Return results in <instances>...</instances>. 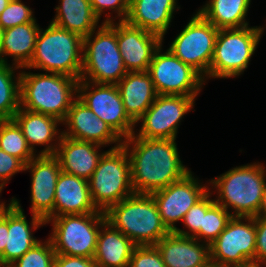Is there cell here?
<instances>
[{"instance_id": "1", "label": "cell", "mask_w": 266, "mask_h": 267, "mask_svg": "<svg viewBox=\"0 0 266 267\" xmlns=\"http://www.w3.org/2000/svg\"><path fill=\"white\" fill-rule=\"evenodd\" d=\"M122 145L129 155L135 193L152 194L191 171L181 161L176 139H144L133 133Z\"/></svg>"}, {"instance_id": "2", "label": "cell", "mask_w": 266, "mask_h": 267, "mask_svg": "<svg viewBox=\"0 0 266 267\" xmlns=\"http://www.w3.org/2000/svg\"><path fill=\"white\" fill-rule=\"evenodd\" d=\"M208 182L209 188L216 189L215 202L233 217L257 216L266 185V176L260 162L232 167Z\"/></svg>"}, {"instance_id": "3", "label": "cell", "mask_w": 266, "mask_h": 267, "mask_svg": "<svg viewBox=\"0 0 266 267\" xmlns=\"http://www.w3.org/2000/svg\"><path fill=\"white\" fill-rule=\"evenodd\" d=\"M25 70L20 69V107L62 122L77 98L79 80L63 74Z\"/></svg>"}, {"instance_id": "4", "label": "cell", "mask_w": 266, "mask_h": 267, "mask_svg": "<svg viewBox=\"0 0 266 267\" xmlns=\"http://www.w3.org/2000/svg\"><path fill=\"white\" fill-rule=\"evenodd\" d=\"M104 213L106 222L137 246L156 245L170 232L161 220L152 194L134 193Z\"/></svg>"}, {"instance_id": "5", "label": "cell", "mask_w": 266, "mask_h": 267, "mask_svg": "<svg viewBox=\"0 0 266 267\" xmlns=\"http://www.w3.org/2000/svg\"><path fill=\"white\" fill-rule=\"evenodd\" d=\"M83 67V38L49 23L40 28L34 54L25 69L63 74L80 80Z\"/></svg>"}, {"instance_id": "6", "label": "cell", "mask_w": 266, "mask_h": 267, "mask_svg": "<svg viewBox=\"0 0 266 267\" xmlns=\"http://www.w3.org/2000/svg\"><path fill=\"white\" fill-rule=\"evenodd\" d=\"M117 42V21L101 23L83 38V67L80 80L117 84L125 75Z\"/></svg>"}, {"instance_id": "7", "label": "cell", "mask_w": 266, "mask_h": 267, "mask_svg": "<svg viewBox=\"0 0 266 267\" xmlns=\"http://www.w3.org/2000/svg\"><path fill=\"white\" fill-rule=\"evenodd\" d=\"M264 26L219 29L209 69V79L241 76L257 50Z\"/></svg>"}, {"instance_id": "8", "label": "cell", "mask_w": 266, "mask_h": 267, "mask_svg": "<svg viewBox=\"0 0 266 267\" xmlns=\"http://www.w3.org/2000/svg\"><path fill=\"white\" fill-rule=\"evenodd\" d=\"M88 183L93 204L103 212L135 193L129 155L123 145L106 150Z\"/></svg>"}, {"instance_id": "9", "label": "cell", "mask_w": 266, "mask_h": 267, "mask_svg": "<svg viewBox=\"0 0 266 267\" xmlns=\"http://www.w3.org/2000/svg\"><path fill=\"white\" fill-rule=\"evenodd\" d=\"M105 222L104 212L60 215L46 221L52 224L48 238L56 254L93 258Z\"/></svg>"}, {"instance_id": "10", "label": "cell", "mask_w": 266, "mask_h": 267, "mask_svg": "<svg viewBox=\"0 0 266 267\" xmlns=\"http://www.w3.org/2000/svg\"><path fill=\"white\" fill-rule=\"evenodd\" d=\"M255 217H232L209 245L210 262L216 267L255 265Z\"/></svg>"}, {"instance_id": "11", "label": "cell", "mask_w": 266, "mask_h": 267, "mask_svg": "<svg viewBox=\"0 0 266 267\" xmlns=\"http://www.w3.org/2000/svg\"><path fill=\"white\" fill-rule=\"evenodd\" d=\"M219 29L208 22L197 10L181 32L176 34L168 49L183 63L192 66L205 79H209Z\"/></svg>"}, {"instance_id": "12", "label": "cell", "mask_w": 266, "mask_h": 267, "mask_svg": "<svg viewBox=\"0 0 266 267\" xmlns=\"http://www.w3.org/2000/svg\"><path fill=\"white\" fill-rule=\"evenodd\" d=\"M162 45L155 51L148 69L157 94L197 97L207 83L204 77L168 48L163 51Z\"/></svg>"}, {"instance_id": "13", "label": "cell", "mask_w": 266, "mask_h": 267, "mask_svg": "<svg viewBox=\"0 0 266 267\" xmlns=\"http://www.w3.org/2000/svg\"><path fill=\"white\" fill-rule=\"evenodd\" d=\"M195 100L196 97L182 95H157L153 104L135 123L136 127L137 124L141 125L134 134L144 139H176L181 121L194 109Z\"/></svg>"}, {"instance_id": "14", "label": "cell", "mask_w": 266, "mask_h": 267, "mask_svg": "<svg viewBox=\"0 0 266 267\" xmlns=\"http://www.w3.org/2000/svg\"><path fill=\"white\" fill-rule=\"evenodd\" d=\"M77 98L122 139L135 132L136 124L126 114L116 84L78 81Z\"/></svg>"}, {"instance_id": "15", "label": "cell", "mask_w": 266, "mask_h": 267, "mask_svg": "<svg viewBox=\"0 0 266 267\" xmlns=\"http://www.w3.org/2000/svg\"><path fill=\"white\" fill-rule=\"evenodd\" d=\"M190 171L182 179L152 193L163 224L173 232L177 222L182 221L187 211L208 191L209 182L205 184L195 178Z\"/></svg>"}, {"instance_id": "16", "label": "cell", "mask_w": 266, "mask_h": 267, "mask_svg": "<svg viewBox=\"0 0 266 267\" xmlns=\"http://www.w3.org/2000/svg\"><path fill=\"white\" fill-rule=\"evenodd\" d=\"M31 174V214L45 220L53 218L55 187L61 166L55 155H36L24 168Z\"/></svg>"}, {"instance_id": "17", "label": "cell", "mask_w": 266, "mask_h": 267, "mask_svg": "<svg viewBox=\"0 0 266 267\" xmlns=\"http://www.w3.org/2000/svg\"><path fill=\"white\" fill-rule=\"evenodd\" d=\"M62 125L66 128L62 129V135L67 138L93 142L103 147L114 144L110 149L121 146L123 142L107 123L78 98L72 102Z\"/></svg>"}, {"instance_id": "18", "label": "cell", "mask_w": 266, "mask_h": 267, "mask_svg": "<svg viewBox=\"0 0 266 267\" xmlns=\"http://www.w3.org/2000/svg\"><path fill=\"white\" fill-rule=\"evenodd\" d=\"M117 42L127 72L148 71L155 51L163 44V39L151 32L117 22Z\"/></svg>"}, {"instance_id": "19", "label": "cell", "mask_w": 266, "mask_h": 267, "mask_svg": "<svg viewBox=\"0 0 266 267\" xmlns=\"http://www.w3.org/2000/svg\"><path fill=\"white\" fill-rule=\"evenodd\" d=\"M29 222L21 207L19 199L12 197V204L8 208V235L4 252L0 255V264H12L40 239L34 237V231L46 225L43 218L31 214Z\"/></svg>"}, {"instance_id": "20", "label": "cell", "mask_w": 266, "mask_h": 267, "mask_svg": "<svg viewBox=\"0 0 266 267\" xmlns=\"http://www.w3.org/2000/svg\"><path fill=\"white\" fill-rule=\"evenodd\" d=\"M21 127L32 151L37 155H55L62 137V122L50 115L29 111L20 107L13 118ZM36 146H44L37 152Z\"/></svg>"}, {"instance_id": "21", "label": "cell", "mask_w": 266, "mask_h": 267, "mask_svg": "<svg viewBox=\"0 0 266 267\" xmlns=\"http://www.w3.org/2000/svg\"><path fill=\"white\" fill-rule=\"evenodd\" d=\"M165 267H203L210 263L209 244L169 232L154 245Z\"/></svg>"}, {"instance_id": "22", "label": "cell", "mask_w": 266, "mask_h": 267, "mask_svg": "<svg viewBox=\"0 0 266 267\" xmlns=\"http://www.w3.org/2000/svg\"><path fill=\"white\" fill-rule=\"evenodd\" d=\"M93 142L61 137L55 156L61 171L89 180L106 151Z\"/></svg>"}, {"instance_id": "23", "label": "cell", "mask_w": 266, "mask_h": 267, "mask_svg": "<svg viewBox=\"0 0 266 267\" xmlns=\"http://www.w3.org/2000/svg\"><path fill=\"white\" fill-rule=\"evenodd\" d=\"M103 212L93 204L88 180L61 171L55 187L53 217Z\"/></svg>"}, {"instance_id": "24", "label": "cell", "mask_w": 266, "mask_h": 267, "mask_svg": "<svg viewBox=\"0 0 266 267\" xmlns=\"http://www.w3.org/2000/svg\"><path fill=\"white\" fill-rule=\"evenodd\" d=\"M179 9L177 0H130L125 21L164 40L167 30L171 27L173 15Z\"/></svg>"}, {"instance_id": "25", "label": "cell", "mask_w": 266, "mask_h": 267, "mask_svg": "<svg viewBox=\"0 0 266 267\" xmlns=\"http://www.w3.org/2000/svg\"><path fill=\"white\" fill-rule=\"evenodd\" d=\"M116 85L126 114L137 123L158 95L150 74L148 71L127 72Z\"/></svg>"}, {"instance_id": "26", "label": "cell", "mask_w": 266, "mask_h": 267, "mask_svg": "<svg viewBox=\"0 0 266 267\" xmlns=\"http://www.w3.org/2000/svg\"><path fill=\"white\" fill-rule=\"evenodd\" d=\"M40 26L35 19L33 22L20 24L4 29L0 62L9 64L8 57H12V65L25 68L30 62Z\"/></svg>"}, {"instance_id": "27", "label": "cell", "mask_w": 266, "mask_h": 267, "mask_svg": "<svg viewBox=\"0 0 266 267\" xmlns=\"http://www.w3.org/2000/svg\"><path fill=\"white\" fill-rule=\"evenodd\" d=\"M137 245L105 222L98 235L94 261L97 267H128Z\"/></svg>"}, {"instance_id": "28", "label": "cell", "mask_w": 266, "mask_h": 267, "mask_svg": "<svg viewBox=\"0 0 266 267\" xmlns=\"http://www.w3.org/2000/svg\"><path fill=\"white\" fill-rule=\"evenodd\" d=\"M55 11V17L50 22L82 38L100 26V19L94 13L90 0H59Z\"/></svg>"}, {"instance_id": "29", "label": "cell", "mask_w": 266, "mask_h": 267, "mask_svg": "<svg viewBox=\"0 0 266 267\" xmlns=\"http://www.w3.org/2000/svg\"><path fill=\"white\" fill-rule=\"evenodd\" d=\"M252 0H209L198 12L217 29L249 26L247 15Z\"/></svg>"}, {"instance_id": "30", "label": "cell", "mask_w": 266, "mask_h": 267, "mask_svg": "<svg viewBox=\"0 0 266 267\" xmlns=\"http://www.w3.org/2000/svg\"><path fill=\"white\" fill-rule=\"evenodd\" d=\"M0 62V120L13 119L20 109V70ZM18 73H16L17 71Z\"/></svg>"}, {"instance_id": "31", "label": "cell", "mask_w": 266, "mask_h": 267, "mask_svg": "<svg viewBox=\"0 0 266 267\" xmlns=\"http://www.w3.org/2000/svg\"><path fill=\"white\" fill-rule=\"evenodd\" d=\"M0 149L20 159L25 165L35 154L14 119L0 120Z\"/></svg>"}, {"instance_id": "32", "label": "cell", "mask_w": 266, "mask_h": 267, "mask_svg": "<svg viewBox=\"0 0 266 267\" xmlns=\"http://www.w3.org/2000/svg\"><path fill=\"white\" fill-rule=\"evenodd\" d=\"M232 217L223 206L215 202L203 214L201 229L194 238L210 245L226 228Z\"/></svg>"}, {"instance_id": "33", "label": "cell", "mask_w": 266, "mask_h": 267, "mask_svg": "<svg viewBox=\"0 0 266 267\" xmlns=\"http://www.w3.org/2000/svg\"><path fill=\"white\" fill-rule=\"evenodd\" d=\"M212 192V193H211ZM213 191H209L197 201L186 213L182 219L184 229L176 228L173 232L181 236L194 237L201 229L203 214L215 203L212 197ZM187 228V230H185Z\"/></svg>"}, {"instance_id": "34", "label": "cell", "mask_w": 266, "mask_h": 267, "mask_svg": "<svg viewBox=\"0 0 266 267\" xmlns=\"http://www.w3.org/2000/svg\"><path fill=\"white\" fill-rule=\"evenodd\" d=\"M55 251L50 239L40 240L12 265L14 267H54Z\"/></svg>"}, {"instance_id": "35", "label": "cell", "mask_w": 266, "mask_h": 267, "mask_svg": "<svg viewBox=\"0 0 266 267\" xmlns=\"http://www.w3.org/2000/svg\"><path fill=\"white\" fill-rule=\"evenodd\" d=\"M33 11L22 0H11L0 14V26L3 29H7L33 22L36 18Z\"/></svg>"}, {"instance_id": "36", "label": "cell", "mask_w": 266, "mask_h": 267, "mask_svg": "<svg viewBox=\"0 0 266 267\" xmlns=\"http://www.w3.org/2000/svg\"><path fill=\"white\" fill-rule=\"evenodd\" d=\"M129 1L130 0H90V3L94 13L100 20L102 14L105 13L104 11L109 10V13H105L106 16L102 23H111L116 22V19L117 22L125 21L127 19L129 13ZM113 13L115 14L114 17L112 16Z\"/></svg>"}, {"instance_id": "37", "label": "cell", "mask_w": 266, "mask_h": 267, "mask_svg": "<svg viewBox=\"0 0 266 267\" xmlns=\"http://www.w3.org/2000/svg\"><path fill=\"white\" fill-rule=\"evenodd\" d=\"M128 267H165V263L154 245H143L134 248Z\"/></svg>"}, {"instance_id": "38", "label": "cell", "mask_w": 266, "mask_h": 267, "mask_svg": "<svg viewBox=\"0 0 266 267\" xmlns=\"http://www.w3.org/2000/svg\"><path fill=\"white\" fill-rule=\"evenodd\" d=\"M24 168L20 159L0 149V188L4 189L15 174L25 172Z\"/></svg>"}, {"instance_id": "39", "label": "cell", "mask_w": 266, "mask_h": 267, "mask_svg": "<svg viewBox=\"0 0 266 267\" xmlns=\"http://www.w3.org/2000/svg\"><path fill=\"white\" fill-rule=\"evenodd\" d=\"M255 265H266V218L255 217Z\"/></svg>"}, {"instance_id": "40", "label": "cell", "mask_w": 266, "mask_h": 267, "mask_svg": "<svg viewBox=\"0 0 266 267\" xmlns=\"http://www.w3.org/2000/svg\"><path fill=\"white\" fill-rule=\"evenodd\" d=\"M54 267H97V266L93 258L56 254Z\"/></svg>"}, {"instance_id": "41", "label": "cell", "mask_w": 266, "mask_h": 267, "mask_svg": "<svg viewBox=\"0 0 266 267\" xmlns=\"http://www.w3.org/2000/svg\"><path fill=\"white\" fill-rule=\"evenodd\" d=\"M8 235V209L0 217V255L4 252Z\"/></svg>"}, {"instance_id": "42", "label": "cell", "mask_w": 266, "mask_h": 267, "mask_svg": "<svg viewBox=\"0 0 266 267\" xmlns=\"http://www.w3.org/2000/svg\"><path fill=\"white\" fill-rule=\"evenodd\" d=\"M256 217H263L266 218V185L264 188V193H263V197H262V203L260 206V209L258 211V214Z\"/></svg>"}, {"instance_id": "43", "label": "cell", "mask_w": 266, "mask_h": 267, "mask_svg": "<svg viewBox=\"0 0 266 267\" xmlns=\"http://www.w3.org/2000/svg\"><path fill=\"white\" fill-rule=\"evenodd\" d=\"M2 188H0V196H1V193H2ZM9 204H6V202L4 201H1L0 200V217L3 215V213L11 206L12 204V198H10V201H8Z\"/></svg>"}, {"instance_id": "44", "label": "cell", "mask_w": 266, "mask_h": 267, "mask_svg": "<svg viewBox=\"0 0 266 267\" xmlns=\"http://www.w3.org/2000/svg\"><path fill=\"white\" fill-rule=\"evenodd\" d=\"M10 1L11 0H0V14L3 12Z\"/></svg>"}, {"instance_id": "45", "label": "cell", "mask_w": 266, "mask_h": 267, "mask_svg": "<svg viewBox=\"0 0 266 267\" xmlns=\"http://www.w3.org/2000/svg\"><path fill=\"white\" fill-rule=\"evenodd\" d=\"M3 31H4V29L0 26V57H1V48H2Z\"/></svg>"}, {"instance_id": "46", "label": "cell", "mask_w": 266, "mask_h": 267, "mask_svg": "<svg viewBox=\"0 0 266 267\" xmlns=\"http://www.w3.org/2000/svg\"><path fill=\"white\" fill-rule=\"evenodd\" d=\"M246 267H266V265H254V264H251V265L246 266Z\"/></svg>"}, {"instance_id": "47", "label": "cell", "mask_w": 266, "mask_h": 267, "mask_svg": "<svg viewBox=\"0 0 266 267\" xmlns=\"http://www.w3.org/2000/svg\"><path fill=\"white\" fill-rule=\"evenodd\" d=\"M0 267H14L12 264H0Z\"/></svg>"}, {"instance_id": "48", "label": "cell", "mask_w": 266, "mask_h": 267, "mask_svg": "<svg viewBox=\"0 0 266 267\" xmlns=\"http://www.w3.org/2000/svg\"><path fill=\"white\" fill-rule=\"evenodd\" d=\"M203 267H216V266L210 262L207 266H203Z\"/></svg>"}, {"instance_id": "49", "label": "cell", "mask_w": 266, "mask_h": 267, "mask_svg": "<svg viewBox=\"0 0 266 267\" xmlns=\"http://www.w3.org/2000/svg\"><path fill=\"white\" fill-rule=\"evenodd\" d=\"M261 164H262V168H263V170H264L265 176H266V167L264 166L263 163H261Z\"/></svg>"}]
</instances>
